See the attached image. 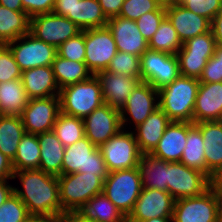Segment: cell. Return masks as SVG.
Instances as JSON below:
<instances>
[{
	"label": "cell",
	"instance_id": "obj_1",
	"mask_svg": "<svg viewBox=\"0 0 222 222\" xmlns=\"http://www.w3.org/2000/svg\"><path fill=\"white\" fill-rule=\"evenodd\" d=\"M17 176L24 189L14 187V193L25 204L30 215L62 216L57 176L41 169L14 171L13 179Z\"/></svg>",
	"mask_w": 222,
	"mask_h": 222
},
{
	"label": "cell",
	"instance_id": "obj_2",
	"mask_svg": "<svg viewBox=\"0 0 222 222\" xmlns=\"http://www.w3.org/2000/svg\"><path fill=\"white\" fill-rule=\"evenodd\" d=\"M199 79L180 75L158 90L159 108L171 121L192 122Z\"/></svg>",
	"mask_w": 222,
	"mask_h": 222
},
{
	"label": "cell",
	"instance_id": "obj_3",
	"mask_svg": "<svg viewBox=\"0 0 222 222\" xmlns=\"http://www.w3.org/2000/svg\"><path fill=\"white\" fill-rule=\"evenodd\" d=\"M59 97L61 112L81 119L104 104L101 82L96 75L60 89Z\"/></svg>",
	"mask_w": 222,
	"mask_h": 222
},
{
	"label": "cell",
	"instance_id": "obj_4",
	"mask_svg": "<svg viewBox=\"0 0 222 222\" xmlns=\"http://www.w3.org/2000/svg\"><path fill=\"white\" fill-rule=\"evenodd\" d=\"M57 178L62 216L66 212L80 211L92 197L103 191L104 182L96 174L77 172Z\"/></svg>",
	"mask_w": 222,
	"mask_h": 222
},
{
	"label": "cell",
	"instance_id": "obj_5",
	"mask_svg": "<svg viewBox=\"0 0 222 222\" xmlns=\"http://www.w3.org/2000/svg\"><path fill=\"white\" fill-rule=\"evenodd\" d=\"M143 189L138 167L109 172L103 183V194L127 218Z\"/></svg>",
	"mask_w": 222,
	"mask_h": 222
},
{
	"label": "cell",
	"instance_id": "obj_6",
	"mask_svg": "<svg viewBox=\"0 0 222 222\" xmlns=\"http://www.w3.org/2000/svg\"><path fill=\"white\" fill-rule=\"evenodd\" d=\"M77 172L96 174L103 182L109 174L100 149L86 136L65 147L62 174Z\"/></svg>",
	"mask_w": 222,
	"mask_h": 222
},
{
	"label": "cell",
	"instance_id": "obj_7",
	"mask_svg": "<svg viewBox=\"0 0 222 222\" xmlns=\"http://www.w3.org/2000/svg\"><path fill=\"white\" fill-rule=\"evenodd\" d=\"M171 222H219V196L211 186L203 194L175 200Z\"/></svg>",
	"mask_w": 222,
	"mask_h": 222
},
{
	"label": "cell",
	"instance_id": "obj_8",
	"mask_svg": "<svg viewBox=\"0 0 222 222\" xmlns=\"http://www.w3.org/2000/svg\"><path fill=\"white\" fill-rule=\"evenodd\" d=\"M99 149L109 172L137 167L142 155L134 133L122 129Z\"/></svg>",
	"mask_w": 222,
	"mask_h": 222
},
{
	"label": "cell",
	"instance_id": "obj_9",
	"mask_svg": "<svg viewBox=\"0 0 222 222\" xmlns=\"http://www.w3.org/2000/svg\"><path fill=\"white\" fill-rule=\"evenodd\" d=\"M141 81L159 90L180 74L177 55L147 49L140 57Z\"/></svg>",
	"mask_w": 222,
	"mask_h": 222
},
{
	"label": "cell",
	"instance_id": "obj_10",
	"mask_svg": "<svg viewBox=\"0 0 222 222\" xmlns=\"http://www.w3.org/2000/svg\"><path fill=\"white\" fill-rule=\"evenodd\" d=\"M211 186L205 173L181 162H168V192L175 200L199 196Z\"/></svg>",
	"mask_w": 222,
	"mask_h": 222
},
{
	"label": "cell",
	"instance_id": "obj_11",
	"mask_svg": "<svg viewBox=\"0 0 222 222\" xmlns=\"http://www.w3.org/2000/svg\"><path fill=\"white\" fill-rule=\"evenodd\" d=\"M81 31L70 19L54 13L39 14L30 18L29 33L56 48Z\"/></svg>",
	"mask_w": 222,
	"mask_h": 222
},
{
	"label": "cell",
	"instance_id": "obj_12",
	"mask_svg": "<svg viewBox=\"0 0 222 222\" xmlns=\"http://www.w3.org/2000/svg\"><path fill=\"white\" fill-rule=\"evenodd\" d=\"M28 39V40H27ZM21 40L23 42H21ZM18 45L16 44L17 42ZM16 44V46L14 45ZM21 71L31 68L52 66L57 48L49 45L28 33L6 44Z\"/></svg>",
	"mask_w": 222,
	"mask_h": 222
},
{
	"label": "cell",
	"instance_id": "obj_13",
	"mask_svg": "<svg viewBox=\"0 0 222 222\" xmlns=\"http://www.w3.org/2000/svg\"><path fill=\"white\" fill-rule=\"evenodd\" d=\"M116 53V42L107 26L85 30L84 62L93 75L106 70Z\"/></svg>",
	"mask_w": 222,
	"mask_h": 222
},
{
	"label": "cell",
	"instance_id": "obj_14",
	"mask_svg": "<svg viewBox=\"0 0 222 222\" xmlns=\"http://www.w3.org/2000/svg\"><path fill=\"white\" fill-rule=\"evenodd\" d=\"M60 112L59 95L29 99L21 114L25 132L38 135L53 130Z\"/></svg>",
	"mask_w": 222,
	"mask_h": 222
},
{
	"label": "cell",
	"instance_id": "obj_15",
	"mask_svg": "<svg viewBox=\"0 0 222 222\" xmlns=\"http://www.w3.org/2000/svg\"><path fill=\"white\" fill-rule=\"evenodd\" d=\"M83 123L85 136L98 148L122 129L119 109L105 103L84 118Z\"/></svg>",
	"mask_w": 222,
	"mask_h": 222
},
{
	"label": "cell",
	"instance_id": "obj_16",
	"mask_svg": "<svg viewBox=\"0 0 222 222\" xmlns=\"http://www.w3.org/2000/svg\"><path fill=\"white\" fill-rule=\"evenodd\" d=\"M174 197L167 191L143 188L127 221H145L156 217H172Z\"/></svg>",
	"mask_w": 222,
	"mask_h": 222
},
{
	"label": "cell",
	"instance_id": "obj_17",
	"mask_svg": "<svg viewBox=\"0 0 222 222\" xmlns=\"http://www.w3.org/2000/svg\"><path fill=\"white\" fill-rule=\"evenodd\" d=\"M156 96L159 98L157 89L147 82L140 81L130 93L126 103L119 110L122 130L124 129L125 122L128 120L125 116L126 112L131 116L130 118H132V121L137 127L142 124L152 112L159 108V102H154Z\"/></svg>",
	"mask_w": 222,
	"mask_h": 222
},
{
	"label": "cell",
	"instance_id": "obj_18",
	"mask_svg": "<svg viewBox=\"0 0 222 222\" xmlns=\"http://www.w3.org/2000/svg\"><path fill=\"white\" fill-rule=\"evenodd\" d=\"M107 27L112 32L117 51L141 57L149 49V42L143 37L135 21L115 16L108 19Z\"/></svg>",
	"mask_w": 222,
	"mask_h": 222
},
{
	"label": "cell",
	"instance_id": "obj_19",
	"mask_svg": "<svg viewBox=\"0 0 222 222\" xmlns=\"http://www.w3.org/2000/svg\"><path fill=\"white\" fill-rule=\"evenodd\" d=\"M165 9L166 17L176 30L182 44L188 39L211 30L209 19L187 10L180 4L170 5Z\"/></svg>",
	"mask_w": 222,
	"mask_h": 222
},
{
	"label": "cell",
	"instance_id": "obj_20",
	"mask_svg": "<svg viewBox=\"0 0 222 222\" xmlns=\"http://www.w3.org/2000/svg\"><path fill=\"white\" fill-rule=\"evenodd\" d=\"M96 76L101 82L104 103L119 110L126 103L135 86L141 81V78L115 74L106 70L98 72Z\"/></svg>",
	"mask_w": 222,
	"mask_h": 222
},
{
	"label": "cell",
	"instance_id": "obj_21",
	"mask_svg": "<svg viewBox=\"0 0 222 222\" xmlns=\"http://www.w3.org/2000/svg\"><path fill=\"white\" fill-rule=\"evenodd\" d=\"M222 120V82L200 83L193 123Z\"/></svg>",
	"mask_w": 222,
	"mask_h": 222
},
{
	"label": "cell",
	"instance_id": "obj_22",
	"mask_svg": "<svg viewBox=\"0 0 222 222\" xmlns=\"http://www.w3.org/2000/svg\"><path fill=\"white\" fill-rule=\"evenodd\" d=\"M200 129L206 159V175L212 180L222 169V120L195 123Z\"/></svg>",
	"mask_w": 222,
	"mask_h": 222
},
{
	"label": "cell",
	"instance_id": "obj_23",
	"mask_svg": "<svg viewBox=\"0 0 222 222\" xmlns=\"http://www.w3.org/2000/svg\"><path fill=\"white\" fill-rule=\"evenodd\" d=\"M187 133L188 122L171 121L151 154L167 162H180Z\"/></svg>",
	"mask_w": 222,
	"mask_h": 222
},
{
	"label": "cell",
	"instance_id": "obj_24",
	"mask_svg": "<svg viewBox=\"0 0 222 222\" xmlns=\"http://www.w3.org/2000/svg\"><path fill=\"white\" fill-rule=\"evenodd\" d=\"M21 81L29 99L47 98L60 94L52 66H42L25 70L21 74Z\"/></svg>",
	"mask_w": 222,
	"mask_h": 222
},
{
	"label": "cell",
	"instance_id": "obj_25",
	"mask_svg": "<svg viewBox=\"0 0 222 222\" xmlns=\"http://www.w3.org/2000/svg\"><path fill=\"white\" fill-rule=\"evenodd\" d=\"M170 123L171 120L160 108L152 112L142 124L135 128L138 132L135 138L139 151L142 154L151 153Z\"/></svg>",
	"mask_w": 222,
	"mask_h": 222
},
{
	"label": "cell",
	"instance_id": "obj_26",
	"mask_svg": "<svg viewBox=\"0 0 222 222\" xmlns=\"http://www.w3.org/2000/svg\"><path fill=\"white\" fill-rule=\"evenodd\" d=\"M40 146L39 169L51 175H62V163L65 146L53 130L37 135Z\"/></svg>",
	"mask_w": 222,
	"mask_h": 222
},
{
	"label": "cell",
	"instance_id": "obj_27",
	"mask_svg": "<svg viewBox=\"0 0 222 222\" xmlns=\"http://www.w3.org/2000/svg\"><path fill=\"white\" fill-rule=\"evenodd\" d=\"M143 188H152L168 192V162L143 153L138 162Z\"/></svg>",
	"mask_w": 222,
	"mask_h": 222
},
{
	"label": "cell",
	"instance_id": "obj_28",
	"mask_svg": "<svg viewBox=\"0 0 222 222\" xmlns=\"http://www.w3.org/2000/svg\"><path fill=\"white\" fill-rule=\"evenodd\" d=\"M66 18L75 23L82 31L106 27L108 22L98 0H76L73 15H68Z\"/></svg>",
	"mask_w": 222,
	"mask_h": 222
},
{
	"label": "cell",
	"instance_id": "obj_29",
	"mask_svg": "<svg viewBox=\"0 0 222 222\" xmlns=\"http://www.w3.org/2000/svg\"><path fill=\"white\" fill-rule=\"evenodd\" d=\"M28 100L21 79L0 83V115L21 116Z\"/></svg>",
	"mask_w": 222,
	"mask_h": 222
},
{
	"label": "cell",
	"instance_id": "obj_30",
	"mask_svg": "<svg viewBox=\"0 0 222 222\" xmlns=\"http://www.w3.org/2000/svg\"><path fill=\"white\" fill-rule=\"evenodd\" d=\"M30 17L24 11H14L0 5V41L6 45L28 34Z\"/></svg>",
	"mask_w": 222,
	"mask_h": 222
},
{
	"label": "cell",
	"instance_id": "obj_31",
	"mask_svg": "<svg viewBox=\"0 0 222 222\" xmlns=\"http://www.w3.org/2000/svg\"><path fill=\"white\" fill-rule=\"evenodd\" d=\"M52 68L59 89L87 80L93 75L85 62L64 59L58 55L55 56Z\"/></svg>",
	"mask_w": 222,
	"mask_h": 222
},
{
	"label": "cell",
	"instance_id": "obj_32",
	"mask_svg": "<svg viewBox=\"0 0 222 222\" xmlns=\"http://www.w3.org/2000/svg\"><path fill=\"white\" fill-rule=\"evenodd\" d=\"M24 134L21 116L0 115V151L11 161Z\"/></svg>",
	"mask_w": 222,
	"mask_h": 222
},
{
	"label": "cell",
	"instance_id": "obj_33",
	"mask_svg": "<svg viewBox=\"0 0 222 222\" xmlns=\"http://www.w3.org/2000/svg\"><path fill=\"white\" fill-rule=\"evenodd\" d=\"M180 162L206 174L203 137L200 129L192 122H188L187 140Z\"/></svg>",
	"mask_w": 222,
	"mask_h": 222
},
{
	"label": "cell",
	"instance_id": "obj_34",
	"mask_svg": "<svg viewBox=\"0 0 222 222\" xmlns=\"http://www.w3.org/2000/svg\"><path fill=\"white\" fill-rule=\"evenodd\" d=\"M80 211L97 222H127L125 215L103 192L92 197Z\"/></svg>",
	"mask_w": 222,
	"mask_h": 222
},
{
	"label": "cell",
	"instance_id": "obj_35",
	"mask_svg": "<svg viewBox=\"0 0 222 222\" xmlns=\"http://www.w3.org/2000/svg\"><path fill=\"white\" fill-rule=\"evenodd\" d=\"M13 170L39 169L40 146L36 134L26 133L18 144L16 155L12 161Z\"/></svg>",
	"mask_w": 222,
	"mask_h": 222
},
{
	"label": "cell",
	"instance_id": "obj_36",
	"mask_svg": "<svg viewBox=\"0 0 222 222\" xmlns=\"http://www.w3.org/2000/svg\"><path fill=\"white\" fill-rule=\"evenodd\" d=\"M53 131L65 147L85 137L83 119L62 112L55 121Z\"/></svg>",
	"mask_w": 222,
	"mask_h": 222
},
{
	"label": "cell",
	"instance_id": "obj_37",
	"mask_svg": "<svg viewBox=\"0 0 222 222\" xmlns=\"http://www.w3.org/2000/svg\"><path fill=\"white\" fill-rule=\"evenodd\" d=\"M148 42L149 49L172 55H177L182 47V42L167 17L163 19L158 30Z\"/></svg>",
	"mask_w": 222,
	"mask_h": 222
},
{
	"label": "cell",
	"instance_id": "obj_38",
	"mask_svg": "<svg viewBox=\"0 0 222 222\" xmlns=\"http://www.w3.org/2000/svg\"><path fill=\"white\" fill-rule=\"evenodd\" d=\"M216 45V40L210 30L184 42L177 55L213 56Z\"/></svg>",
	"mask_w": 222,
	"mask_h": 222
},
{
	"label": "cell",
	"instance_id": "obj_39",
	"mask_svg": "<svg viewBox=\"0 0 222 222\" xmlns=\"http://www.w3.org/2000/svg\"><path fill=\"white\" fill-rule=\"evenodd\" d=\"M106 71L124 76H133L141 78L140 57L117 51L116 55L110 61Z\"/></svg>",
	"mask_w": 222,
	"mask_h": 222
},
{
	"label": "cell",
	"instance_id": "obj_40",
	"mask_svg": "<svg viewBox=\"0 0 222 222\" xmlns=\"http://www.w3.org/2000/svg\"><path fill=\"white\" fill-rule=\"evenodd\" d=\"M29 216L27 207L14 192L0 206V222H26Z\"/></svg>",
	"mask_w": 222,
	"mask_h": 222
},
{
	"label": "cell",
	"instance_id": "obj_41",
	"mask_svg": "<svg viewBox=\"0 0 222 222\" xmlns=\"http://www.w3.org/2000/svg\"><path fill=\"white\" fill-rule=\"evenodd\" d=\"M57 55L68 60L84 62L85 30L69 38L57 48Z\"/></svg>",
	"mask_w": 222,
	"mask_h": 222
},
{
	"label": "cell",
	"instance_id": "obj_42",
	"mask_svg": "<svg viewBox=\"0 0 222 222\" xmlns=\"http://www.w3.org/2000/svg\"><path fill=\"white\" fill-rule=\"evenodd\" d=\"M160 6L158 0H125L119 16L136 21L143 14L156 11Z\"/></svg>",
	"mask_w": 222,
	"mask_h": 222
},
{
	"label": "cell",
	"instance_id": "obj_43",
	"mask_svg": "<svg viewBox=\"0 0 222 222\" xmlns=\"http://www.w3.org/2000/svg\"><path fill=\"white\" fill-rule=\"evenodd\" d=\"M165 17L166 9L160 6L156 11L143 14L135 22L143 37L149 41L156 33Z\"/></svg>",
	"mask_w": 222,
	"mask_h": 222
},
{
	"label": "cell",
	"instance_id": "obj_44",
	"mask_svg": "<svg viewBox=\"0 0 222 222\" xmlns=\"http://www.w3.org/2000/svg\"><path fill=\"white\" fill-rule=\"evenodd\" d=\"M180 74L185 77L199 79L207 61L212 56L177 55Z\"/></svg>",
	"mask_w": 222,
	"mask_h": 222
},
{
	"label": "cell",
	"instance_id": "obj_45",
	"mask_svg": "<svg viewBox=\"0 0 222 222\" xmlns=\"http://www.w3.org/2000/svg\"><path fill=\"white\" fill-rule=\"evenodd\" d=\"M22 71L16 63L10 49L3 45L0 48V83L21 79Z\"/></svg>",
	"mask_w": 222,
	"mask_h": 222
},
{
	"label": "cell",
	"instance_id": "obj_46",
	"mask_svg": "<svg viewBox=\"0 0 222 222\" xmlns=\"http://www.w3.org/2000/svg\"><path fill=\"white\" fill-rule=\"evenodd\" d=\"M180 5L212 21L222 7V0H182Z\"/></svg>",
	"mask_w": 222,
	"mask_h": 222
},
{
	"label": "cell",
	"instance_id": "obj_47",
	"mask_svg": "<svg viewBox=\"0 0 222 222\" xmlns=\"http://www.w3.org/2000/svg\"><path fill=\"white\" fill-rule=\"evenodd\" d=\"M199 82H222V45H216L214 55L207 61Z\"/></svg>",
	"mask_w": 222,
	"mask_h": 222
},
{
	"label": "cell",
	"instance_id": "obj_48",
	"mask_svg": "<svg viewBox=\"0 0 222 222\" xmlns=\"http://www.w3.org/2000/svg\"><path fill=\"white\" fill-rule=\"evenodd\" d=\"M24 12L31 18L35 15L52 13L55 0H21Z\"/></svg>",
	"mask_w": 222,
	"mask_h": 222
},
{
	"label": "cell",
	"instance_id": "obj_49",
	"mask_svg": "<svg viewBox=\"0 0 222 222\" xmlns=\"http://www.w3.org/2000/svg\"><path fill=\"white\" fill-rule=\"evenodd\" d=\"M102 12L106 16L107 19L119 16L122 4L125 0H98Z\"/></svg>",
	"mask_w": 222,
	"mask_h": 222
},
{
	"label": "cell",
	"instance_id": "obj_50",
	"mask_svg": "<svg viewBox=\"0 0 222 222\" xmlns=\"http://www.w3.org/2000/svg\"><path fill=\"white\" fill-rule=\"evenodd\" d=\"M76 0H55L52 13L67 17L73 15V6Z\"/></svg>",
	"mask_w": 222,
	"mask_h": 222
},
{
	"label": "cell",
	"instance_id": "obj_51",
	"mask_svg": "<svg viewBox=\"0 0 222 222\" xmlns=\"http://www.w3.org/2000/svg\"><path fill=\"white\" fill-rule=\"evenodd\" d=\"M12 161L0 151V181L13 179Z\"/></svg>",
	"mask_w": 222,
	"mask_h": 222
},
{
	"label": "cell",
	"instance_id": "obj_52",
	"mask_svg": "<svg viewBox=\"0 0 222 222\" xmlns=\"http://www.w3.org/2000/svg\"><path fill=\"white\" fill-rule=\"evenodd\" d=\"M211 31L216 40V44L222 45V7L211 21Z\"/></svg>",
	"mask_w": 222,
	"mask_h": 222
},
{
	"label": "cell",
	"instance_id": "obj_53",
	"mask_svg": "<svg viewBox=\"0 0 222 222\" xmlns=\"http://www.w3.org/2000/svg\"><path fill=\"white\" fill-rule=\"evenodd\" d=\"M62 222H97L85 216L81 211H70L66 212L62 216Z\"/></svg>",
	"mask_w": 222,
	"mask_h": 222
},
{
	"label": "cell",
	"instance_id": "obj_54",
	"mask_svg": "<svg viewBox=\"0 0 222 222\" xmlns=\"http://www.w3.org/2000/svg\"><path fill=\"white\" fill-rule=\"evenodd\" d=\"M26 222H62V216L30 215Z\"/></svg>",
	"mask_w": 222,
	"mask_h": 222
},
{
	"label": "cell",
	"instance_id": "obj_55",
	"mask_svg": "<svg viewBox=\"0 0 222 222\" xmlns=\"http://www.w3.org/2000/svg\"><path fill=\"white\" fill-rule=\"evenodd\" d=\"M7 180L0 181V206L10 197L14 192V187L7 185Z\"/></svg>",
	"mask_w": 222,
	"mask_h": 222
},
{
	"label": "cell",
	"instance_id": "obj_56",
	"mask_svg": "<svg viewBox=\"0 0 222 222\" xmlns=\"http://www.w3.org/2000/svg\"><path fill=\"white\" fill-rule=\"evenodd\" d=\"M0 5L14 11H24L21 0H0Z\"/></svg>",
	"mask_w": 222,
	"mask_h": 222
},
{
	"label": "cell",
	"instance_id": "obj_57",
	"mask_svg": "<svg viewBox=\"0 0 222 222\" xmlns=\"http://www.w3.org/2000/svg\"><path fill=\"white\" fill-rule=\"evenodd\" d=\"M211 184L217 195H222V169L213 176Z\"/></svg>",
	"mask_w": 222,
	"mask_h": 222
},
{
	"label": "cell",
	"instance_id": "obj_58",
	"mask_svg": "<svg viewBox=\"0 0 222 222\" xmlns=\"http://www.w3.org/2000/svg\"><path fill=\"white\" fill-rule=\"evenodd\" d=\"M172 217H156L145 221H127V222H170Z\"/></svg>",
	"mask_w": 222,
	"mask_h": 222
},
{
	"label": "cell",
	"instance_id": "obj_59",
	"mask_svg": "<svg viewBox=\"0 0 222 222\" xmlns=\"http://www.w3.org/2000/svg\"><path fill=\"white\" fill-rule=\"evenodd\" d=\"M182 0H158L159 4L163 7H167L170 5H178L181 4Z\"/></svg>",
	"mask_w": 222,
	"mask_h": 222
},
{
	"label": "cell",
	"instance_id": "obj_60",
	"mask_svg": "<svg viewBox=\"0 0 222 222\" xmlns=\"http://www.w3.org/2000/svg\"><path fill=\"white\" fill-rule=\"evenodd\" d=\"M219 196V222H222V195Z\"/></svg>",
	"mask_w": 222,
	"mask_h": 222
},
{
	"label": "cell",
	"instance_id": "obj_61",
	"mask_svg": "<svg viewBox=\"0 0 222 222\" xmlns=\"http://www.w3.org/2000/svg\"><path fill=\"white\" fill-rule=\"evenodd\" d=\"M4 44L0 41V48L3 46Z\"/></svg>",
	"mask_w": 222,
	"mask_h": 222
}]
</instances>
